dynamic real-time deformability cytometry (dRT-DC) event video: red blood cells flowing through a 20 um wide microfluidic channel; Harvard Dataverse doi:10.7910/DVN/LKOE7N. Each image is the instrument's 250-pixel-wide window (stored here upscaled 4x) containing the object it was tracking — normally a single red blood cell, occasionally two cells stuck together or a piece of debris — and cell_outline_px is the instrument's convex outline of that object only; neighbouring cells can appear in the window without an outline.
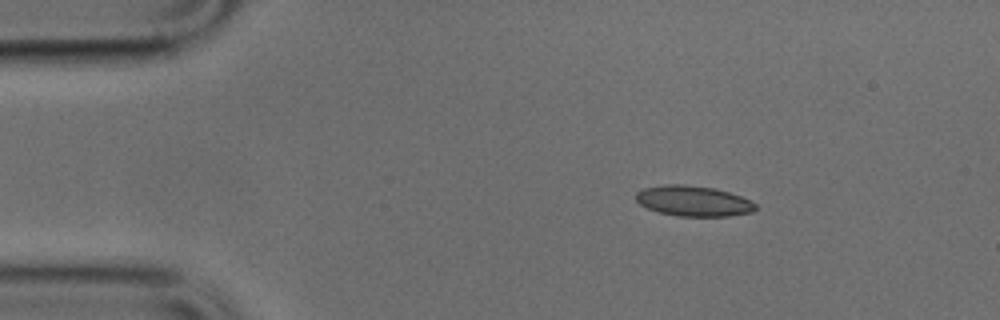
{"species": "common noctule bat (a hibernating species)", "species_latin": "Nyctalus noctula", "temperature_condition": "cold", "stored_images_in_passage": 43, "camera_frame_rate_fps": 3000, "um_per_image_px": 0.085, "animal": {"sex": "male", "body_mass_g": 17.9, "forearm_length_mm": 54.2}, "frame": {"image": 1, "passage_image": 1, "time_ms": 0.0, "image_size_px": [1000, 320], "cell_outline_px": [[756, 208], [752, 212], [728, 216], [676, 216], [660, 212], [648, 208], [640, 204], [636, 200], [636, 192], [644, 188], [668, 184], [684, 184], [716, 188], [740, 196], [756, 204]], "centroid_in_image_um": [58.93, 17.08], "position_along_channel_um": 26.1, "area_um2": 21.1}}
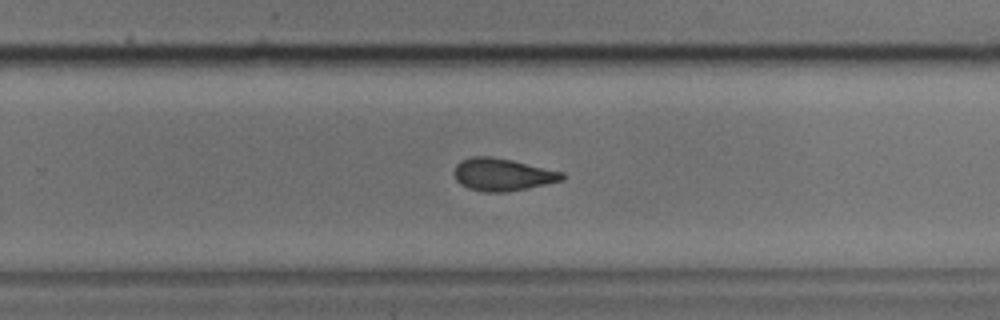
{"frame": {"image": 2, "passage_image": 25, "time_ms": 8.0, "image_size_px": [1000, 320], "cell_outline_px": [[568, 176], [564, 180], [528, 188], [504, 192], [484, 192], [468, 188], [460, 184], [456, 180], [452, 172], [456, 164], [460, 160], [472, 156], [488, 156], [512, 160], [564, 172]], "centroid_in_image_um": [42.71, 14.83], "position_along_channel_um": 287.1, "area_um2": 20.69}}
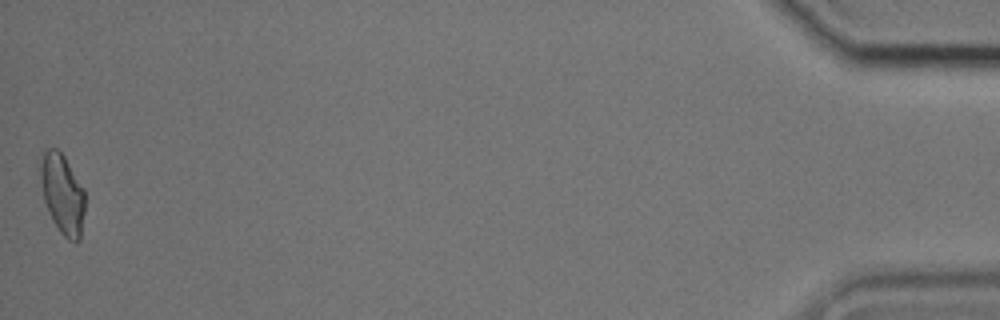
{"frame": {"image": 3, "passage_image": 43, "time_ms": 14.0, "image_size_px": [1000, 320], "cell_outline_px": [[84, 212], [80, 240], [76, 244], [68, 240], [60, 232], [52, 220], [48, 212], [44, 200], [40, 180], [40, 164], [44, 152], [48, 148], [56, 148], [64, 156], [84, 188]], "centroid_in_image_um": [5.31, 16.52], "position_along_channel_um": 429.9, "area_um2": 20.81}}